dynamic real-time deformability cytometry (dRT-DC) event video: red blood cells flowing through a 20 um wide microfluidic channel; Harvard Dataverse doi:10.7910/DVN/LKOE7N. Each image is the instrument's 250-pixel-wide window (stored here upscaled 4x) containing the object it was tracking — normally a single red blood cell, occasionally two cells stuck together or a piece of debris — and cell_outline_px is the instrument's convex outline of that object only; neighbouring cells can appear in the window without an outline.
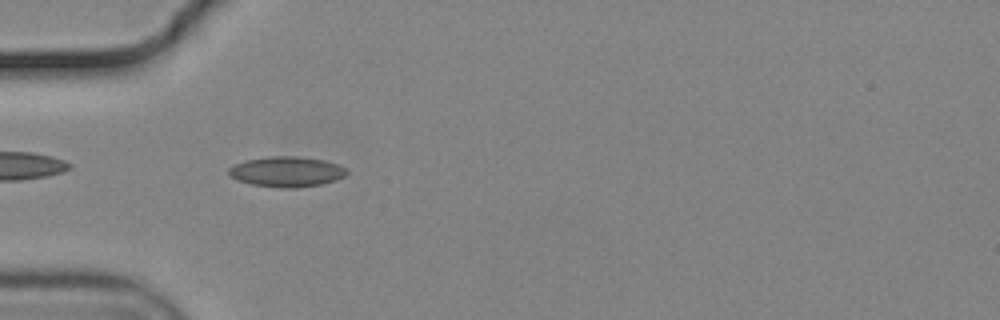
{"species": "common noctule bat (a hibernating species)", "species_latin": "Nyctalus noctula", "temperature_condition": "cold", "stored_images_in_passage": 41, "camera_frame_rate_fps": 3000, "um_per_image_px": 0.085, "animal": {"sex": "male", "body_mass_g": 19.2, "forearm_length_mm": 51.8}, "frame": {"image": 1, "passage_image": 3, "time_ms": 0.667, "image_size_px": [1000, 320], "cell_outline_px": [[348, 172], [344, 176], [336, 180], [320, 184], [296, 188], [280, 188], [252, 184], [236, 180], [228, 172], [228, 168], [244, 160], [268, 156], [296, 156], [324, 160], [336, 164], [344, 168]], "centroid_in_image_um": [24.34, 14.59], "position_along_channel_um": 60.7, "area_um2": 20.75}}
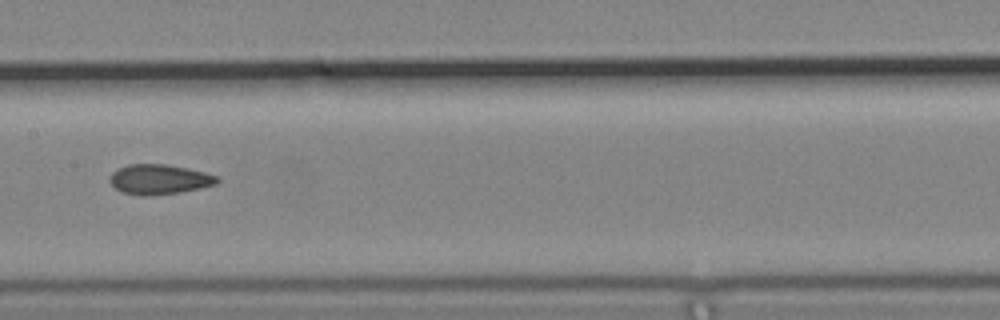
{"frame": {"image": 2, "passage_image": 14, "time_ms": 4.333, "image_size_px": [1000, 320], "cell_outline_px": [[220, 180], [216, 184], [200, 188], [180, 192], [148, 196], [144, 196], [124, 192], [116, 188], [108, 180], [108, 176], [112, 172], [128, 164], [168, 164], [188, 168], [220, 176]], "centroid_in_image_um": [13.56, 15.23], "position_along_channel_um": 193.8, "area_um2": 18.79}}
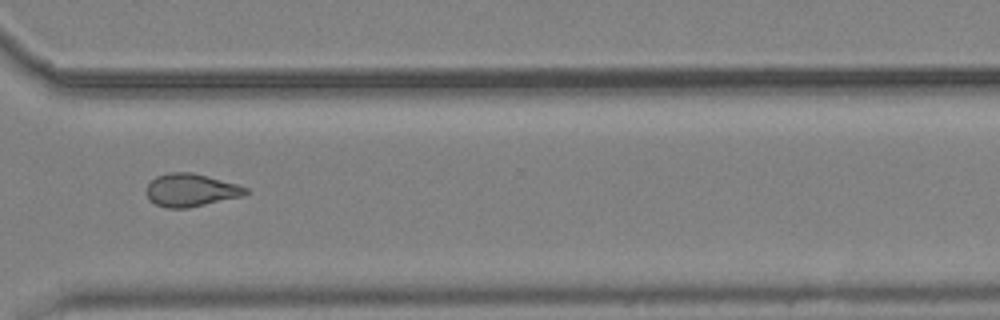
{"frame": {"image": 3, "passage_image": 27, "time_ms": 8.667, "image_size_px": [1000, 320], "cell_outline_px": [[248, 192], [244, 196], [184, 208], [168, 208], [156, 204], [148, 196], [148, 184], [156, 176], [168, 172], [192, 172], [208, 176], [236, 184], [248, 188]], "centroid_in_image_um": [16.25, 16.14], "position_along_channel_um": 354.4, "area_um2": 18.67}, "authors_computed_cell_mechanics": {"area_um2": 18.9006, "velocity_mm_per_s": 3.7107, "shape_relaxation_time_tau1_ms": null, "shape_relaxation_time_tau2_ms": 3.2579, "deformation_change_tau1": null, "deformation_change_tau2": 0.0889}}